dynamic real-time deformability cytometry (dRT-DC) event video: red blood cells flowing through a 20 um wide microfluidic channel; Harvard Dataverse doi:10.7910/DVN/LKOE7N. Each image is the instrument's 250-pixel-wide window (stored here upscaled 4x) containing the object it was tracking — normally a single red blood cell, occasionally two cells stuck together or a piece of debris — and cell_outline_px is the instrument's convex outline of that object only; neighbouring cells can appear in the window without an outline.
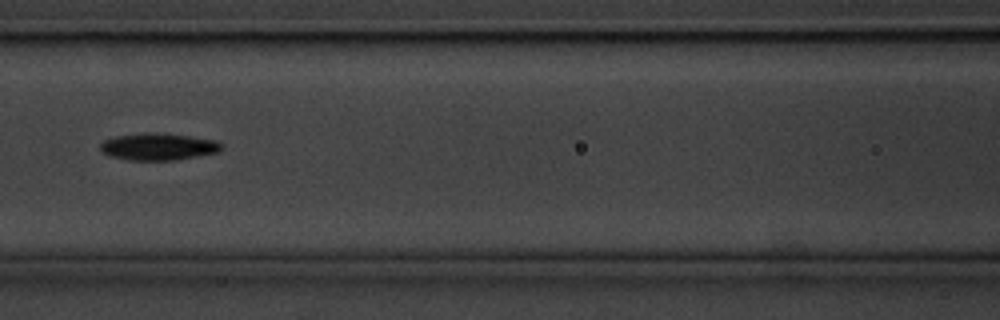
{"species": "common noctule bat (a hibernating species)", "species_latin": "Nyctalus noctula", "temperature_condition": "cold", "stored_images_in_passage": 9, "camera_frame_rate_fps": 3000, "um_per_image_px": 0.085, "animal": {"sex": "male", "body_mass_g": 20.1, "forearm_length_mm": 53.5}, "frame": {"image": 1, "passage_image": 7, "time_ms": 2.0, "image_size_px": [1000, 320], "cell_outline_px": [[224, 148], [216, 152], [176, 160], [128, 160], [108, 156], [100, 148], [100, 144], [104, 140], [116, 136], [144, 132], [156, 132], [188, 136], [216, 140], [224, 144]], "centroid_in_image_um": [13.45, 12.46], "position_along_channel_um": 153.1, "area_um2": 19.13}}